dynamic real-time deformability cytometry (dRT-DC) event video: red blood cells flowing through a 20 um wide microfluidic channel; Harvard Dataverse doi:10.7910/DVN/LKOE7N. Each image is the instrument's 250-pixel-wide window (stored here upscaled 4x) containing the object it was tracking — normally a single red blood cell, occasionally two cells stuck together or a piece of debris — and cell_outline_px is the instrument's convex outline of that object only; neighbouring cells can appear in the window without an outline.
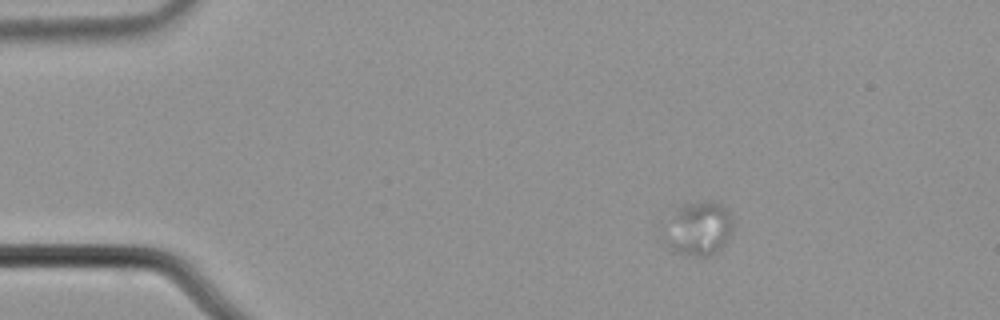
{"species": "common noctule bat (a hibernating species)", "species_latin": "Nyctalus noctula", "temperature_condition": "cold", "stored_images_in_passage": 8, "camera_frame_rate_fps": 3000, "um_per_image_px": 0.085, "animal": {"sex": "male", "body_mass_g": 21.5, "forearm_length_mm": 52.0}, "frame": {"image": 1, "passage_image": 3, "time_ms": 0.667, "image_size_px": [1000, 320], "cell_outline_px": [[732, 232], [728, 240], [712, 256], [704, 260], [684, 256], [672, 252], [668, 248], [664, 240], [680, 208], [684, 204], [712, 200], [720, 204], [732, 216]], "centroid_in_image_um": [59.46, 19.54], "position_along_channel_um": 25.5, "area_um2": 21.39}}
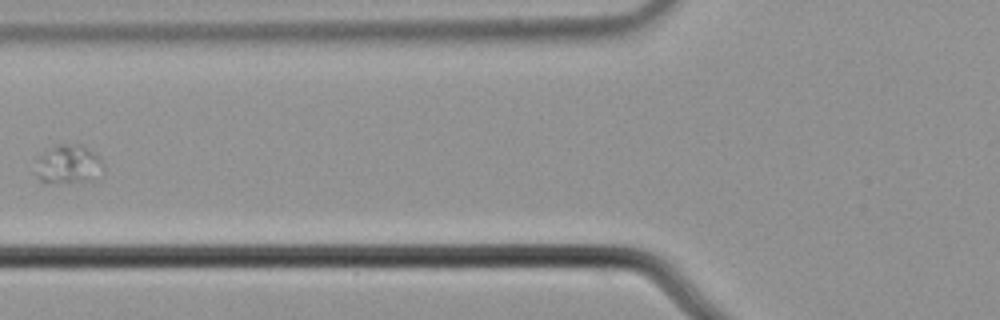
{"frame": {"image": 2, "passage_image": 7, "time_ms": 2.0, "image_size_px": [1000, 320], "cell_outline_px": [[104, 164], [96, 180], [48, 184], [44, 184], [40, 180], [40, 156], [56, 144], [80, 144], [92, 152]], "centroid_in_image_um": [5.87, 13.99], "position_along_channel_um": 119.9, "area_um2": 14.8}}
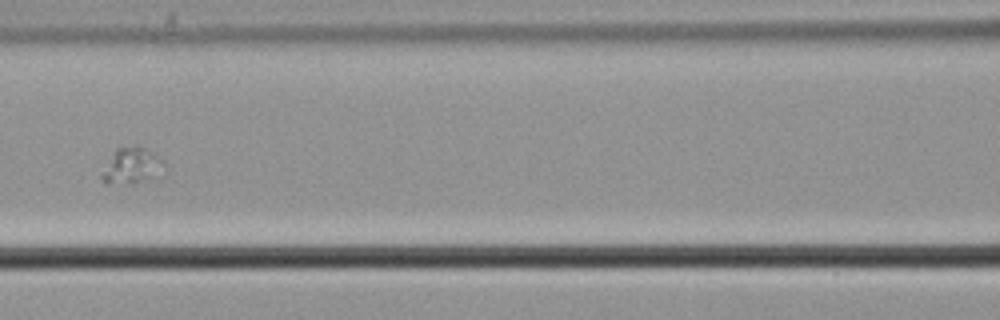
{"frame": {"image": 3, "passage_image": 8, "time_ms": 2.333, "image_size_px": [1000, 320], "cell_outline_px": [[164, 164], [148, 176], [132, 184], [104, 184], [100, 180], [100, 176], [116, 148], [144, 148], [164, 160]], "centroid_in_image_um": [11.06, 14.12], "position_along_channel_um": 155.5, "area_um2": 12.02}}